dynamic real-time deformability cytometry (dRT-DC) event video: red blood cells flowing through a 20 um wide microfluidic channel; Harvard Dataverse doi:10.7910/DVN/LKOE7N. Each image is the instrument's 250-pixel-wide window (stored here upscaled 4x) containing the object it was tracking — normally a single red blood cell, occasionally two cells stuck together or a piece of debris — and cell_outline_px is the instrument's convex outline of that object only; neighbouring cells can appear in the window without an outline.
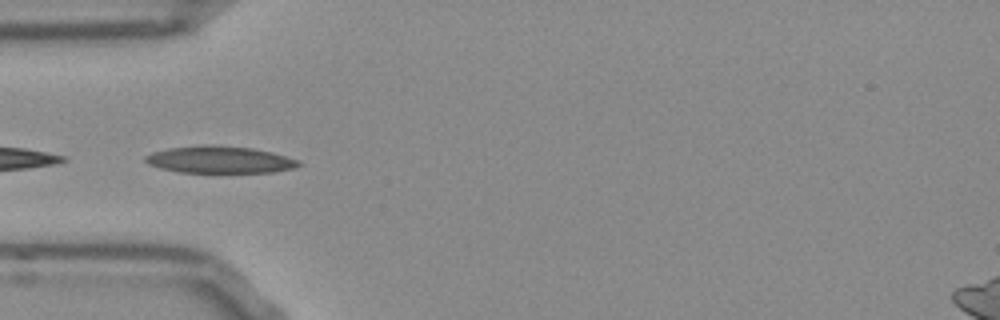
{"species": "Egyptian fruit bat (a non-hibernating species)", "species_latin": "Rousettus aegyptiacus", "temperature_condition": "room temperature", "stored_images_in_passage": 13, "camera_frame_rate_fps": 3000, "um_per_image_px": 0.085, "frame": {"image": 1, "passage_image": 10, "time_ms": 3.0, "image_size_px": [1000, 320], "cell_outline_px": [[304, 164], [292, 168], [272, 172], [180, 172], [160, 168], [148, 164], [144, 160], [144, 156], [152, 152], [168, 148], [200, 144], [220, 144], [252, 148], [272, 152], [300, 160]], "centroid_in_image_um": [18.67, 13.55], "position_along_channel_um": 66.3, "area_um2": 24.45}}